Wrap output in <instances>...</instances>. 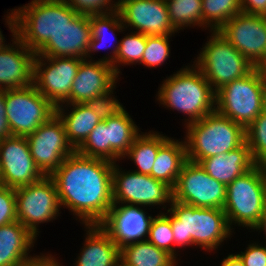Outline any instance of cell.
<instances>
[{
  "label": "cell",
  "instance_id": "1",
  "mask_svg": "<svg viewBox=\"0 0 266 266\" xmlns=\"http://www.w3.org/2000/svg\"><path fill=\"white\" fill-rule=\"evenodd\" d=\"M113 167L110 161L77 152L66 157L50 175L60 205L69 208L85 225L101 224L113 205Z\"/></svg>",
  "mask_w": 266,
  "mask_h": 266
},
{
  "label": "cell",
  "instance_id": "2",
  "mask_svg": "<svg viewBox=\"0 0 266 266\" xmlns=\"http://www.w3.org/2000/svg\"><path fill=\"white\" fill-rule=\"evenodd\" d=\"M170 223L174 246L198 245L214 250L232 233L226 214L221 208H200L172 199Z\"/></svg>",
  "mask_w": 266,
  "mask_h": 266
},
{
  "label": "cell",
  "instance_id": "3",
  "mask_svg": "<svg viewBox=\"0 0 266 266\" xmlns=\"http://www.w3.org/2000/svg\"><path fill=\"white\" fill-rule=\"evenodd\" d=\"M190 67L164 80L157 94L161 105L189 116L187 125L216 111V91L196 65Z\"/></svg>",
  "mask_w": 266,
  "mask_h": 266
},
{
  "label": "cell",
  "instance_id": "4",
  "mask_svg": "<svg viewBox=\"0 0 266 266\" xmlns=\"http://www.w3.org/2000/svg\"><path fill=\"white\" fill-rule=\"evenodd\" d=\"M186 126L187 160L194 163L230 152L246 141L245 128L217 111Z\"/></svg>",
  "mask_w": 266,
  "mask_h": 266
},
{
  "label": "cell",
  "instance_id": "5",
  "mask_svg": "<svg viewBox=\"0 0 266 266\" xmlns=\"http://www.w3.org/2000/svg\"><path fill=\"white\" fill-rule=\"evenodd\" d=\"M14 11L17 38L35 54L77 14L64 0H32Z\"/></svg>",
  "mask_w": 266,
  "mask_h": 266
},
{
  "label": "cell",
  "instance_id": "6",
  "mask_svg": "<svg viewBox=\"0 0 266 266\" xmlns=\"http://www.w3.org/2000/svg\"><path fill=\"white\" fill-rule=\"evenodd\" d=\"M266 207V165H256L227 185L224 212L233 223L253 228ZM233 222V223H232Z\"/></svg>",
  "mask_w": 266,
  "mask_h": 266
},
{
  "label": "cell",
  "instance_id": "7",
  "mask_svg": "<svg viewBox=\"0 0 266 266\" xmlns=\"http://www.w3.org/2000/svg\"><path fill=\"white\" fill-rule=\"evenodd\" d=\"M266 83L257 67L216 91V111L245 129L263 113Z\"/></svg>",
  "mask_w": 266,
  "mask_h": 266
},
{
  "label": "cell",
  "instance_id": "8",
  "mask_svg": "<svg viewBox=\"0 0 266 266\" xmlns=\"http://www.w3.org/2000/svg\"><path fill=\"white\" fill-rule=\"evenodd\" d=\"M195 62L215 91L255 68L219 31L212 32Z\"/></svg>",
  "mask_w": 266,
  "mask_h": 266
},
{
  "label": "cell",
  "instance_id": "9",
  "mask_svg": "<svg viewBox=\"0 0 266 266\" xmlns=\"http://www.w3.org/2000/svg\"><path fill=\"white\" fill-rule=\"evenodd\" d=\"M6 117L13 136H28L56 115V107L32 84L5 90Z\"/></svg>",
  "mask_w": 266,
  "mask_h": 266
},
{
  "label": "cell",
  "instance_id": "10",
  "mask_svg": "<svg viewBox=\"0 0 266 266\" xmlns=\"http://www.w3.org/2000/svg\"><path fill=\"white\" fill-rule=\"evenodd\" d=\"M16 216L35 237L38 225L54 220L61 208L57 189L50 176L35 183L15 188Z\"/></svg>",
  "mask_w": 266,
  "mask_h": 266
},
{
  "label": "cell",
  "instance_id": "11",
  "mask_svg": "<svg viewBox=\"0 0 266 266\" xmlns=\"http://www.w3.org/2000/svg\"><path fill=\"white\" fill-rule=\"evenodd\" d=\"M227 186L211 177L199 163L186 161L181 168L173 200L200 208H224Z\"/></svg>",
  "mask_w": 266,
  "mask_h": 266
},
{
  "label": "cell",
  "instance_id": "12",
  "mask_svg": "<svg viewBox=\"0 0 266 266\" xmlns=\"http://www.w3.org/2000/svg\"><path fill=\"white\" fill-rule=\"evenodd\" d=\"M114 163L112 172L113 204H126L146 207L171 203L173 189L166 183L156 180L150 175L135 171H119Z\"/></svg>",
  "mask_w": 266,
  "mask_h": 266
},
{
  "label": "cell",
  "instance_id": "13",
  "mask_svg": "<svg viewBox=\"0 0 266 266\" xmlns=\"http://www.w3.org/2000/svg\"><path fill=\"white\" fill-rule=\"evenodd\" d=\"M82 60L35 55L33 85L55 107L65 104L69 99L72 83Z\"/></svg>",
  "mask_w": 266,
  "mask_h": 266
},
{
  "label": "cell",
  "instance_id": "14",
  "mask_svg": "<svg viewBox=\"0 0 266 266\" xmlns=\"http://www.w3.org/2000/svg\"><path fill=\"white\" fill-rule=\"evenodd\" d=\"M31 156L45 176H50L64 159L76 152L70 144L63 122L54 115L26 136Z\"/></svg>",
  "mask_w": 266,
  "mask_h": 266
},
{
  "label": "cell",
  "instance_id": "15",
  "mask_svg": "<svg viewBox=\"0 0 266 266\" xmlns=\"http://www.w3.org/2000/svg\"><path fill=\"white\" fill-rule=\"evenodd\" d=\"M219 33L254 67L266 57V21L262 15L240 12Z\"/></svg>",
  "mask_w": 266,
  "mask_h": 266
},
{
  "label": "cell",
  "instance_id": "16",
  "mask_svg": "<svg viewBox=\"0 0 266 266\" xmlns=\"http://www.w3.org/2000/svg\"><path fill=\"white\" fill-rule=\"evenodd\" d=\"M0 164V184L11 188L35 183L45 176L33 160L24 136L0 140Z\"/></svg>",
  "mask_w": 266,
  "mask_h": 266
},
{
  "label": "cell",
  "instance_id": "17",
  "mask_svg": "<svg viewBox=\"0 0 266 266\" xmlns=\"http://www.w3.org/2000/svg\"><path fill=\"white\" fill-rule=\"evenodd\" d=\"M123 25L147 36L172 35L178 30L170 21L166 0H118Z\"/></svg>",
  "mask_w": 266,
  "mask_h": 266
},
{
  "label": "cell",
  "instance_id": "18",
  "mask_svg": "<svg viewBox=\"0 0 266 266\" xmlns=\"http://www.w3.org/2000/svg\"><path fill=\"white\" fill-rule=\"evenodd\" d=\"M6 17L12 32L13 43L0 50V90L28 87L33 84L35 53L17 38V21L14 9ZM15 47V48H13Z\"/></svg>",
  "mask_w": 266,
  "mask_h": 266
},
{
  "label": "cell",
  "instance_id": "19",
  "mask_svg": "<svg viewBox=\"0 0 266 266\" xmlns=\"http://www.w3.org/2000/svg\"><path fill=\"white\" fill-rule=\"evenodd\" d=\"M146 214L143 209L135 205L113 204L106 219L100 225L121 248L129 243L146 240L153 218Z\"/></svg>",
  "mask_w": 266,
  "mask_h": 266
},
{
  "label": "cell",
  "instance_id": "20",
  "mask_svg": "<svg viewBox=\"0 0 266 266\" xmlns=\"http://www.w3.org/2000/svg\"><path fill=\"white\" fill-rule=\"evenodd\" d=\"M91 38L90 15L77 13L36 55L85 59Z\"/></svg>",
  "mask_w": 266,
  "mask_h": 266
},
{
  "label": "cell",
  "instance_id": "21",
  "mask_svg": "<svg viewBox=\"0 0 266 266\" xmlns=\"http://www.w3.org/2000/svg\"><path fill=\"white\" fill-rule=\"evenodd\" d=\"M118 75L112 65L83 59L72 83L69 99L66 104L85 103L97 95L109 91L117 82Z\"/></svg>",
  "mask_w": 266,
  "mask_h": 266
},
{
  "label": "cell",
  "instance_id": "22",
  "mask_svg": "<svg viewBox=\"0 0 266 266\" xmlns=\"http://www.w3.org/2000/svg\"><path fill=\"white\" fill-rule=\"evenodd\" d=\"M37 239L19 221L0 227V266H26L40 256H28Z\"/></svg>",
  "mask_w": 266,
  "mask_h": 266
},
{
  "label": "cell",
  "instance_id": "23",
  "mask_svg": "<svg viewBox=\"0 0 266 266\" xmlns=\"http://www.w3.org/2000/svg\"><path fill=\"white\" fill-rule=\"evenodd\" d=\"M199 165L211 177L227 186L257 164L254 162L245 141L240 147L230 152L202 159Z\"/></svg>",
  "mask_w": 266,
  "mask_h": 266
},
{
  "label": "cell",
  "instance_id": "24",
  "mask_svg": "<svg viewBox=\"0 0 266 266\" xmlns=\"http://www.w3.org/2000/svg\"><path fill=\"white\" fill-rule=\"evenodd\" d=\"M86 240L75 266H118L120 248L100 225H85Z\"/></svg>",
  "mask_w": 266,
  "mask_h": 266
},
{
  "label": "cell",
  "instance_id": "25",
  "mask_svg": "<svg viewBox=\"0 0 266 266\" xmlns=\"http://www.w3.org/2000/svg\"><path fill=\"white\" fill-rule=\"evenodd\" d=\"M187 161L186 143L169 138L158 150L150 176L175 187L181 168Z\"/></svg>",
  "mask_w": 266,
  "mask_h": 266
},
{
  "label": "cell",
  "instance_id": "26",
  "mask_svg": "<svg viewBox=\"0 0 266 266\" xmlns=\"http://www.w3.org/2000/svg\"><path fill=\"white\" fill-rule=\"evenodd\" d=\"M67 105H70L69 107L73 106L71 112L69 111V113L65 115L64 106L59 105L56 107V115L64 124L65 132L70 144L75 150H77L101 119H99L98 116L85 105V103Z\"/></svg>",
  "mask_w": 266,
  "mask_h": 266
},
{
  "label": "cell",
  "instance_id": "27",
  "mask_svg": "<svg viewBox=\"0 0 266 266\" xmlns=\"http://www.w3.org/2000/svg\"><path fill=\"white\" fill-rule=\"evenodd\" d=\"M176 259L147 239L120 248V263L125 266H175Z\"/></svg>",
  "mask_w": 266,
  "mask_h": 266
},
{
  "label": "cell",
  "instance_id": "28",
  "mask_svg": "<svg viewBox=\"0 0 266 266\" xmlns=\"http://www.w3.org/2000/svg\"><path fill=\"white\" fill-rule=\"evenodd\" d=\"M130 115L125 111L120 116L110 117L106 120L110 142V162L124 158L136 137L140 134Z\"/></svg>",
  "mask_w": 266,
  "mask_h": 266
},
{
  "label": "cell",
  "instance_id": "29",
  "mask_svg": "<svg viewBox=\"0 0 266 266\" xmlns=\"http://www.w3.org/2000/svg\"><path fill=\"white\" fill-rule=\"evenodd\" d=\"M142 134L136 137L125 156H128L138 166V169L134 170L135 172L150 175L157 152L169 137L153 131Z\"/></svg>",
  "mask_w": 266,
  "mask_h": 266
},
{
  "label": "cell",
  "instance_id": "30",
  "mask_svg": "<svg viewBox=\"0 0 266 266\" xmlns=\"http://www.w3.org/2000/svg\"><path fill=\"white\" fill-rule=\"evenodd\" d=\"M114 50L111 52L113 55L103 57L101 62L112 65L115 73L119 75L120 64H137L141 63V59L146 48V35L138 33L137 31L131 32L125 36L118 44L114 46ZM110 57V58H109ZM117 63H120L117 65Z\"/></svg>",
  "mask_w": 266,
  "mask_h": 266
},
{
  "label": "cell",
  "instance_id": "31",
  "mask_svg": "<svg viewBox=\"0 0 266 266\" xmlns=\"http://www.w3.org/2000/svg\"><path fill=\"white\" fill-rule=\"evenodd\" d=\"M240 12V0H202L203 27H210L211 32L219 31Z\"/></svg>",
  "mask_w": 266,
  "mask_h": 266
},
{
  "label": "cell",
  "instance_id": "32",
  "mask_svg": "<svg viewBox=\"0 0 266 266\" xmlns=\"http://www.w3.org/2000/svg\"><path fill=\"white\" fill-rule=\"evenodd\" d=\"M90 25H91L92 38L89 43V48L87 52L88 56H85V59L87 57H91L90 56L91 52L94 53L95 51H98L99 49L106 48L105 47L106 39H107L106 37L108 33L111 32V34H113L115 30L117 32L118 31L121 32L125 28V26L123 25L120 13L118 11L107 13V14L90 15Z\"/></svg>",
  "mask_w": 266,
  "mask_h": 266
},
{
  "label": "cell",
  "instance_id": "33",
  "mask_svg": "<svg viewBox=\"0 0 266 266\" xmlns=\"http://www.w3.org/2000/svg\"><path fill=\"white\" fill-rule=\"evenodd\" d=\"M169 18L173 26H203L202 0H166Z\"/></svg>",
  "mask_w": 266,
  "mask_h": 266
},
{
  "label": "cell",
  "instance_id": "34",
  "mask_svg": "<svg viewBox=\"0 0 266 266\" xmlns=\"http://www.w3.org/2000/svg\"><path fill=\"white\" fill-rule=\"evenodd\" d=\"M76 152L85 157L110 161V142L106 120L96 125Z\"/></svg>",
  "mask_w": 266,
  "mask_h": 266
},
{
  "label": "cell",
  "instance_id": "35",
  "mask_svg": "<svg viewBox=\"0 0 266 266\" xmlns=\"http://www.w3.org/2000/svg\"><path fill=\"white\" fill-rule=\"evenodd\" d=\"M246 143L257 165H266V114L263 112L245 129Z\"/></svg>",
  "mask_w": 266,
  "mask_h": 266
},
{
  "label": "cell",
  "instance_id": "36",
  "mask_svg": "<svg viewBox=\"0 0 266 266\" xmlns=\"http://www.w3.org/2000/svg\"><path fill=\"white\" fill-rule=\"evenodd\" d=\"M147 240L157 248L166 250L176 259V248L174 247V237L170 223V214L168 216L166 213H161L160 215L152 218Z\"/></svg>",
  "mask_w": 266,
  "mask_h": 266
},
{
  "label": "cell",
  "instance_id": "37",
  "mask_svg": "<svg viewBox=\"0 0 266 266\" xmlns=\"http://www.w3.org/2000/svg\"><path fill=\"white\" fill-rule=\"evenodd\" d=\"M171 36L172 35H146V48L144 50L140 64L150 68H156V66L162 65V63L169 58L170 46L168 39Z\"/></svg>",
  "mask_w": 266,
  "mask_h": 266
},
{
  "label": "cell",
  "instance_id": "38",
  "mask_svg": "<svg viewBox=\"0 0 266 266\" xmlns=\"http://www.w3.org/2000/svg\"><path fill=\"white\" fill-rule=\"evenodd\" d=\"M115 86L116 85H114L109 91L97 95L85 102V105L90 108L101 121L107 120L110 117L120 116L125 112L123 105L111 95L113 94Z\"/></svg>",
  "mask_w": 266,
  "mask_h": 266
},
{
  "label": "cell",
  "instance_id": "39",
  "mask_svg": "<svg viewBox=\"0 0 266 266\" xmlns=\"http://www.w3.org/2000/svg\"><path fill=\"white\" fill-rule=\"evenodd\" d=\"M64 1L67 4H69L77 13L80 14L97 15V14H107L118 11V1L115 2L114 4L111 3L112 0H64Z\"/></svg>",
  "mask_w": 266,
  "mask_h": 266
},
{
  "label": "cell",
  "instance_id": "40",
  "mask_svg": "<svg viewBox=\"0 0 266 266\" xmlns=\"http://www.w3.org/2000/svg\"><path fill=\"white\" fill-rule=\"evenodd\" d=\"M17 221L15 188L0 184V227Z\"/></svg>",
  "mask_w": 266,
  "mask_h": 266
},
{
  "label": "cell",
  "instance_id": "41",
  "mask_svg": "<svg viewBox=\"0 0 266 266\" xmlns=\"http://www.w3.org/2000/svg\"><path fill=\"white\" fill-rule=\"evenodd\" d=\"M245 266H266V246H260L258 244L248 245L245 252L237 254Z\"/></svg>",
  "mask_w": 266,
  "mask_h": 266
},
{
  "label": "cell",
  "instance_id": "42",
  "mask_svg": "<svg viewBox=\"0 0 266 266\" xmlns=\"http://www.w3.org/2000/svg\"><path fill=\"white\" fill-rule=\"evenodd\" d=\"M241 10L247 14H266V0H240Z\"/></svg>",
  "mask_w": 266,
  "mask_h": 266
},
{
  "label": "cell",
  "instance_id": "43",
  "mask_svg": "<svg viewBox=\"0 0 266 266\" xmlns=\"http://www.w3.org/2000/svg\"><path fill=\"white\" fill-rule=\"evenodd\" d=\"M11 136L13 135L6 117L5 90H0V140Z\"/></svg>",
  "mask_w": 266,
  "mask_h": 266
},
{
  "label": "cell",
  "instance_id": "44",
  "mask_svg": "<svg viewBox=\"0 0 266 266\" xmlns=\"http://www.w3.org/2000/svg\"><path fill=\"white\" fill-rule=\"evenodd\" d=\"M221 266H245L237 254H230L221 262Z\"/></svg>",
  "mask_w": 266,
  "mask_h": 266
},
{
  "label": "cell",
  "instance_id": "45",
  "mask_svg": "<svg viewBox=\"0 0 266 266\" xmlns=\"http://www.w3.org/2000/svg\"><path fill=\"white\" fill-rule=\"evenodd\" d=\"M39 266H61L52 255H42L39 257Z\"/></svg>",
  "mask_w": 266,
  "mask_h": 266
},
{
  "label": "cell",
  "instance_id": "46",
  "mask_svg": "<svg viewBox=\"0 0 266 266\" xmlns=\"http://www.w3.org/2000/svg\"><path fill=\"white\" fill-rule=\"evenodd\" d=\"M252 229L263 230V231L265 230L264 232L266 234V207L264 209V212L260 216L258 223Z\"/></svg>",
  "mask_w": 266,
  "mask_h": 266
},
{
  "label": "cell",
  "instance_id": "47",
  "mask_svg": "<svg viewBox=\"0 0 266 266\" xmlns=\"http://www.w3.org/2000/svg\"><path fill=\"white\" fill-rule=\"evenodd\" d=\"M260 73H266V57L265 59L260 63V65L257 67Z\"/></svg>",
  "mask_w": 266,
  "mask_h": 266
},
{
  "label": "cell",
  "instance_id": "48",
  "mask_svg": "<svg viewBox=\"0 0 266 266\" xmlns=\"http://www.w3.org/2000/svg\"><path fill=\"white\" fill-rule=\"evenodd\" d=\"M3 40H5V39H4V37H3V35L1 33V31H0V50L5 49L8 46L7 44L6 45L3 44L5 42Z\"/></svg>",
  "mask_w": 266,
  "mask_h": 266
},
{
  "label": "cell",
  "instance_id": "49",
  "mask_svg": "<svg viewBox=\"0 0 266 266\" xmlns=\"http://www.w3.org/2000/svg\"><path fill=\"white\" fill-rule=\"evenodd\" d=\"M26 266H39V258Z\"/></svg>",
  "mask_w": 266,
  "mask_h": 266
},
{
  "label": "cell",
  "instance_id": "50",
  "mask_svg": "<svg viewBox=\"0 0 266 266\" xmlns=\"http://www.w3.org/2000/svg\"><path fill=\"white\" fill-rule=\"evenodd\" d=\"M263 112L266 114V92L264 95V106H263Z\"/></svg>",
  "mask_w": 266,
  "mask_h": 266
},
{
  "label": "cell",
  "instance_id": "51",
  "mask_svg": "<svg viewBox=\"0 0 266 266\" xmlns=\"http://www.w3.org/2000/svg\"><path fill=\"white\" fill-rule=\"evenodd\" d=\"M261 75L264 77L266 83V73H261Z\"/></svg>",
  "mask_w": 266,
  "mask_h": 266
}]
</instances>
